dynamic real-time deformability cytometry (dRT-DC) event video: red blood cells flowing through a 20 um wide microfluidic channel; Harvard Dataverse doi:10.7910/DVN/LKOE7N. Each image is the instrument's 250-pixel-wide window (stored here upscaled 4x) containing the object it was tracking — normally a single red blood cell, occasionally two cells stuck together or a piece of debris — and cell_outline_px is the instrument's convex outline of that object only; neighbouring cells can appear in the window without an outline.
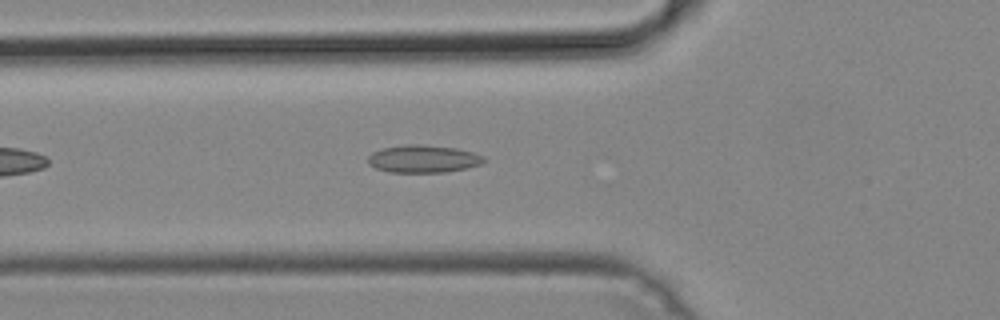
{"species": "common noctule bat (a hibernating species)", "species_latin": "Nyctalus noctula", "temperature_condition": "cold", "stored_images_in_passage": 36, "camera_frame_rate_fps": 3000, "um_per_image_px": 0.085, "animal": {"sex": "male", "body_mass_g": 19.2, "forearm_length_mm": 51.8}, "frame": {"image": 1, "passage_image": 4, "time_ms": 1.0, "image_size_px": [1000, 320], "cell_outline_px": [[484, 160], [480, 164], [464, 168], [444, 172], [388, 172], [376, 168], [368, 164], [368, 156], [372, 152], [384, 148], [404, 144], [416, 144], [456, 148], [472, 152], [484, 156]], "centroid_in_image_um": [35.93, 13.5], "position_along_channel_um": 89.9, "area_um2": 18.44}}
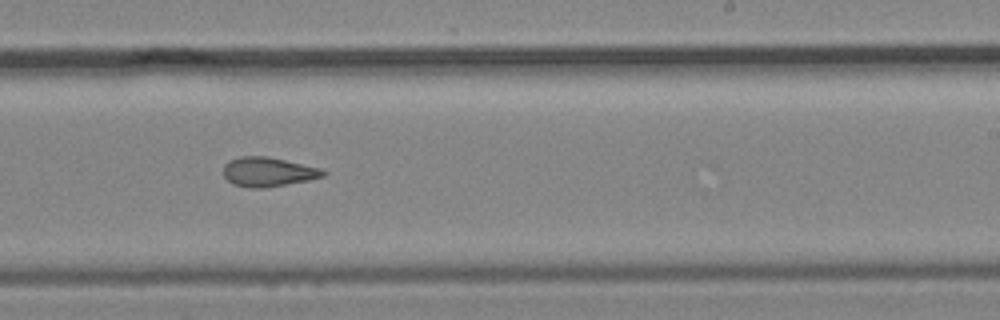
{"frame": {"image": 2, "passage_image": 17, "time_ms": 5.333, "image_size_px": [1000, 320], "cell_outline_px": [[328, 172], [324, 176], [308, 180], [264, 188], [248, 188], [232, 184], [224, 176], [224, 164], [228, 160], [240, 156], [268, 156], [324, 168]], "centroid_in_image_um": [22.81, 14.6], "position_along_channel_um": 266.2, "area_um2": 17.34}}
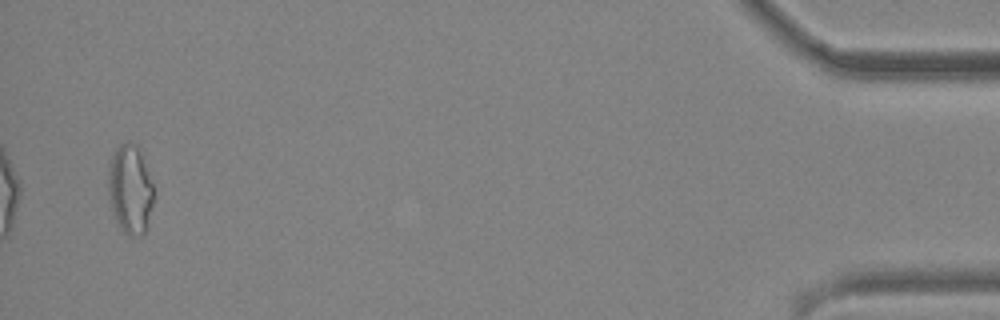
{"frame": {"image": 3, "passage_image": 35, "time_ms": 11.333, "image_size_px": [1000, 320], "cell_outline_px": [[156, 188], [148, 228], [140, 236], [128, 236], [120, 228], [116, 220], [108, 196], [108, 168], [112, 156], [116, 148], [120, 144], [128, 140], [136, 144], [140, 148]], "centroid_in_image_um": [11.11, 16.07], "position_along_channel_um": 424.1, "area_um2": 24.45}}